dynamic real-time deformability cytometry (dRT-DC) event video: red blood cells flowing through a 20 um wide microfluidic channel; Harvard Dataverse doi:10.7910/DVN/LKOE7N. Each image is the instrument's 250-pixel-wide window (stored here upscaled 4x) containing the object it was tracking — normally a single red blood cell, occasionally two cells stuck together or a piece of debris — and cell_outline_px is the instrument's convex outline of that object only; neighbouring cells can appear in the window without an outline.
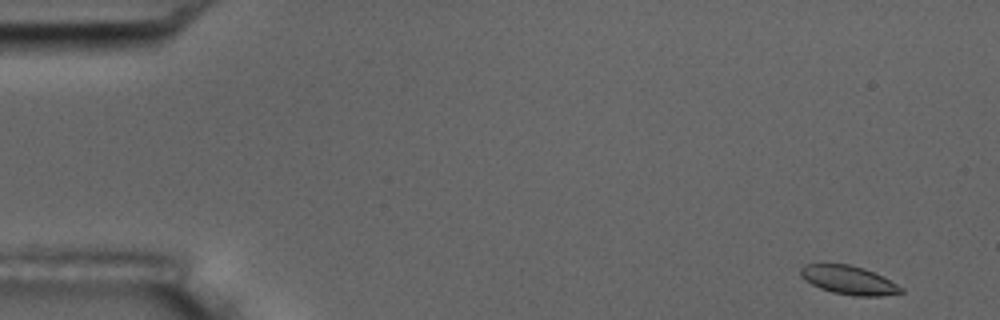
{"species": "common noctule bat (a hibernating species)", "species_latin": "Nyctalus noctula", "temperature_condition": "room temperature", "stored_images_in_passage": 16, "camera_frame_rate_fps": 3000, "um_per_image_px": 0.085, "animal": {"sex": "male", "body_mass_g": 17.5, "forearm_length_mm": 52.3}, "frame": {"image": 1, "passage_image": 1, "time_ms": 0.0, "image_size_px": [1000, 320], "cell_outline_px": [[904, 292], [880, 296], [856, 296], [832, 292], [820, 288], [812, 284], [800, 276], [800, 268], [804, 264], [848, 264], [864, 268], [904, 288]], "centroid_in_image_um": [72.12, 23.81], "position_along_channel_um": 12.9, "area_um2": 16.53}}
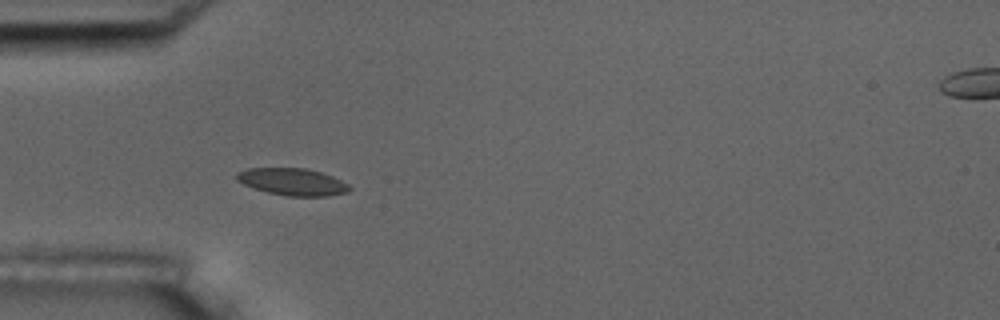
{"frame": {"image": 2, "passage_image": 5, "time_ms": 4.667, "image_size_px": [1000, 320], "cell_outline_px": [[352, 188], [348, 192], [328, 196], [288, 196], [268, 192], [252, 188], [236, 180], [236, 172], [248, 168], [304, 168], [320, 172], [332, 176], [348, 184]], "centroid_in_image_um": [24.85, 15.45], "position_along_channel_um": 60.2, "area_um2": 17.8}}